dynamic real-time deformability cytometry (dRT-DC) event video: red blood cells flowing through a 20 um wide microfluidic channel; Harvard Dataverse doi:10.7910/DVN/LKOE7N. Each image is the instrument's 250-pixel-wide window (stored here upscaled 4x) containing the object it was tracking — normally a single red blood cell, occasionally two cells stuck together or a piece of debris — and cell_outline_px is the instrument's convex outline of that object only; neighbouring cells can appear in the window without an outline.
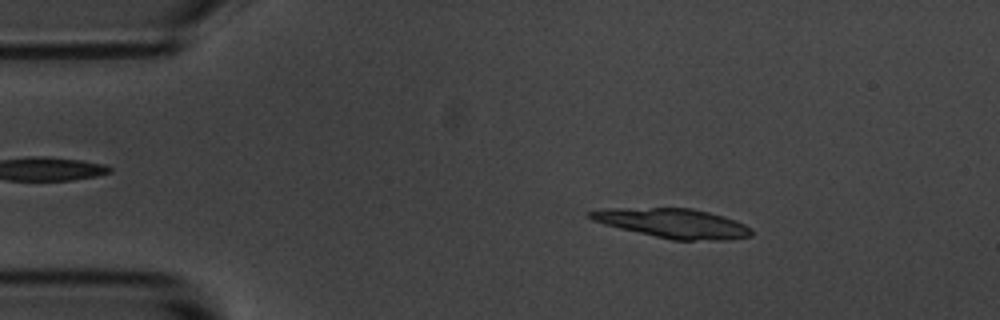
{"species": "common noctule bat (a hibernating species)", "species_latin": "Nyctalus noctula", "temperature_condition": "room temperature", "stored_images_in_passage": 53, "camera_frame_rate_fps": 3000, "um_per_image_px": 0.085, "animal": {"sex": "male", "body_mass_g": 20.1, "forearm_length_mm": 53.5}, "frame": {"image": 1, "passage_image": 8, "time_ms": 2.333, "image_size_px": [1000, 320], "cell_outline_px": [[752, 236], [728, 240], [672, 240], [620, 228], [604, 224], [592, 220], [588, 216], [588, 212], [608, 208], [692, 208], [724, 216], [744, 224], [752, 228]], "centroid_in_image_um": [57.24, 18.98], "position_along_channel_um": 27.8, "area_um2": 27.51}}